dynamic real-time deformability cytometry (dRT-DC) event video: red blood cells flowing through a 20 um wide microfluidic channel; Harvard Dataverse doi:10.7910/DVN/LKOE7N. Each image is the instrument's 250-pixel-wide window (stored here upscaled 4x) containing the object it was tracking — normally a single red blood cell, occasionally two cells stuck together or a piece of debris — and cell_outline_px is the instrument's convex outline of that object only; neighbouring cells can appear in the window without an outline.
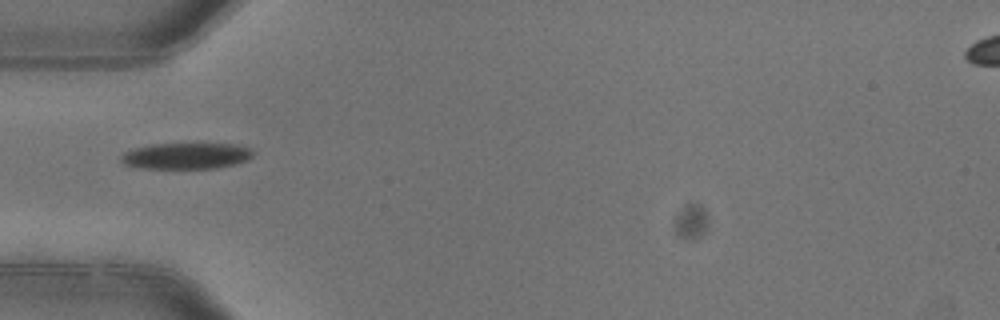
{"species": "common noctule bat (a hibernating species)", "species_latin": "Nyctalus noctula", "temperature_condition": "warm", "stored_images_in_passage": 2, "camera_frame_rate_fps": 3000, "um_per_image_px": 0.085, "animal": {"sex": "female"}, "frame": {"image": 1, "passage_image": 1, "time_ms": 0.0, "image_size_px": [1000, 320], "cell_outline_px": [[252, 156], [236, 164], [216, 168], [140, 168], [124, 164], [120, 160], [120, 156], [124, 152], [136, 148], [152, 144], [232, 144], [248, 148], [252, 152]], "centroid_in_image_um": [15.77, 13.26], "position_along_channel_um": 69.2, "area_um2": 19.83}}